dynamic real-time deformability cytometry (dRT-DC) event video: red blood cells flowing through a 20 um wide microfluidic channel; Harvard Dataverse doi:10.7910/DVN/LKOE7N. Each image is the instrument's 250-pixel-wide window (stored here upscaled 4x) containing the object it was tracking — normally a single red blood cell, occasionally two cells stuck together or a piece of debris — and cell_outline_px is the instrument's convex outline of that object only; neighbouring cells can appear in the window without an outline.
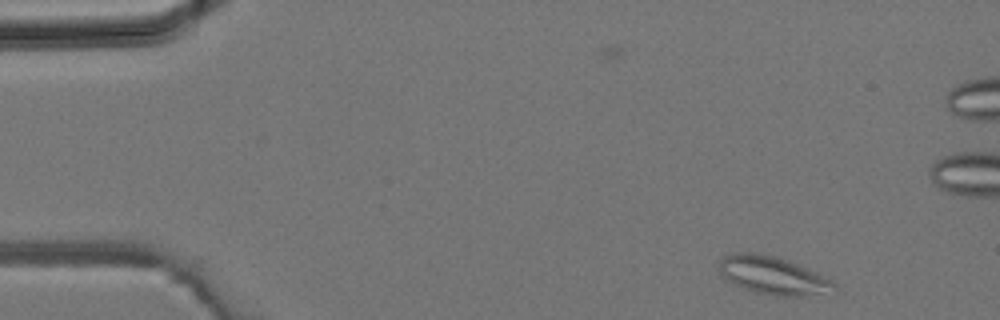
{"species": "common noctule bat (a hibernating species)", "species_latin": "Nyctalus noctula", "temperature_condition": "room temperature", "stored_images_in_passage": 40, "camera_frame_rate_fps": 3000, "um_per_image_px": 0.085, "animal": {"sex": "male", "body_mass_g": 19.2, "forearm_length_mm": 51.8}, "frame": {"image": 1, "passage_image": 1, "time_ms": 0.0, "image_size_px": [1000, 320], "cell_outline_px": [[840, 288], [836, 292], [804, 296], [776, 296], [756, 292], [744, 288], [728, 280], [720, 272], [720, 260], [724, 256], [732, 252], [752, 252], [776, 256], [800, 264], [832, 280]], "centroid_in_image_um": [65.78, 23.41], "position_along_channel_um": 19.2, "area_um2": 25.66}}
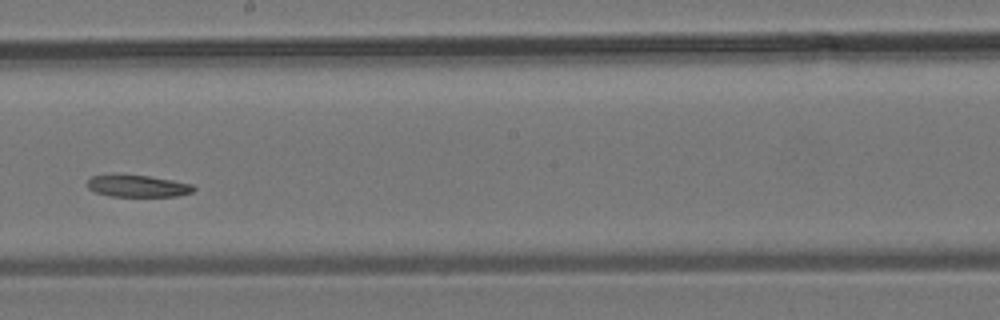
{"frame": {"image": 2, "passage_image": 21, "time_ms": 6.667, "image_size_px": [1000, 320], "cell_outline_px": [[196, 188], [192, 192], [176, 196], [112, 196], [96, 192], [88, 188], [88, 180], [92, 176], [148, 176], [172, 180], [192, 184]], "centroid_in_image_um": [11.76, 15.83], "position_along_channel_um": 236.4, "area_um2": 13.06}}
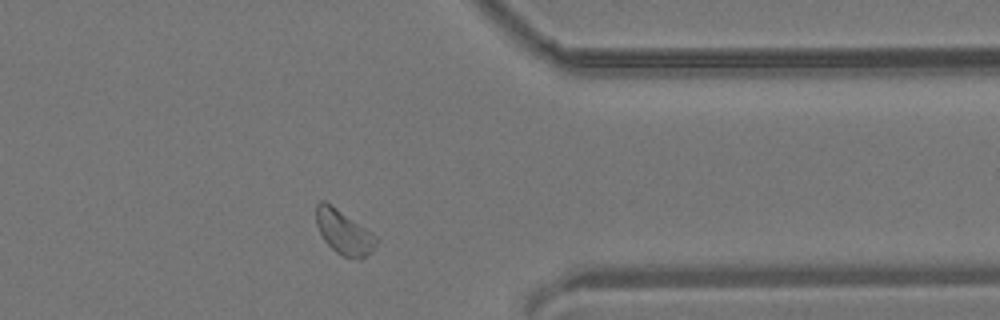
{"frame": {"image": 3, "passage_image": 31, "time_ms": 10.0, "image_size_px": [1000, 320], "cell_outline_px": [[380, 240], [372, 252], [360, 260], [344, 256], [336, 252], [324, 240], [316, 224], [316, 204], [320, 200], [324, 200], [372, 232]], "centroid_in_image_um": [29.25, 19.76], "position_along_channel_um": 382.1, "area_um2": 15.49}}